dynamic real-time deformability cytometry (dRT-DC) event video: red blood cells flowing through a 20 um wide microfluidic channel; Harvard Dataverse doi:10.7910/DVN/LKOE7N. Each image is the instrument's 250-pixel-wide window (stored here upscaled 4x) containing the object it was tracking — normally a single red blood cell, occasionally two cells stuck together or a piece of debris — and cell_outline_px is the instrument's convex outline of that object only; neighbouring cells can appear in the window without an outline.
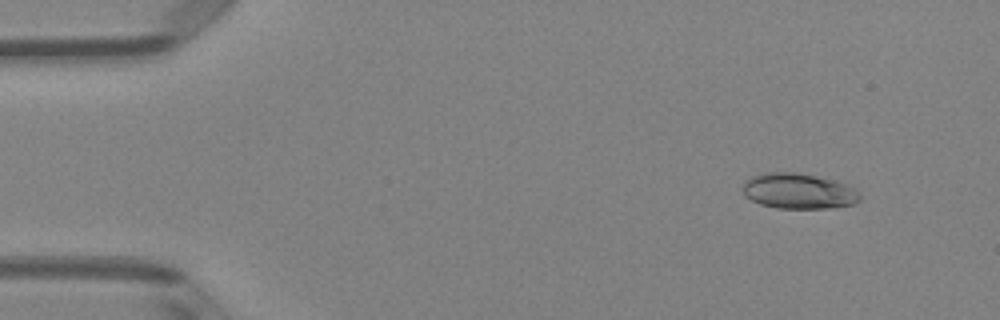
{"species": "Egyptian fruit bat (a non-hibernating species)", "species_latin": "Rousettus aegyptiacus", "temperature_condition": "room temperature", "stored_images_in_passage": 46, "camera_frame_rate_fps": 3000, "um_per_image_px": 0.085, "animal": {"sex": "female"}, "frame": {"image": 1, "passage_image": 1, "time_ms": 0.0, "image_size_px": [1000, 320], "cell_outline_px": [[860, 200], [852, 204], [828, 208], [776, 208], [760, 204], [744, 196], [744, 184], [752, 176], [768, 172], [796, 172], [836, 180], [860, 192]], "centroid_in_image_um": [67.88, 16.24], "position_along_channel_um": 17.1, "area_um2": 24.04}}
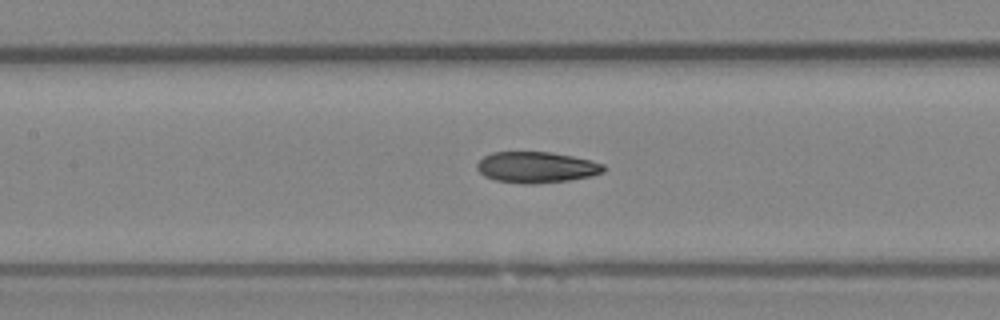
{"frame": {"image": 2, "passage_image": 19, "time_ms": 6.0, "image_size_px": [1000, 320], "cell_outline_px": [[604, 172], [592, 176], [568, 180], [536, 184], [520, 184], [496, 180], [484, 176], [476, 168], [476, 164], [484, 156], [492, 152], [552, 152], [592, 160], [604, 164]], "centroid_in_image_um": [45.6, 14.22], "position_along_channel_um": 161.8, "area_um2": 23.06}}
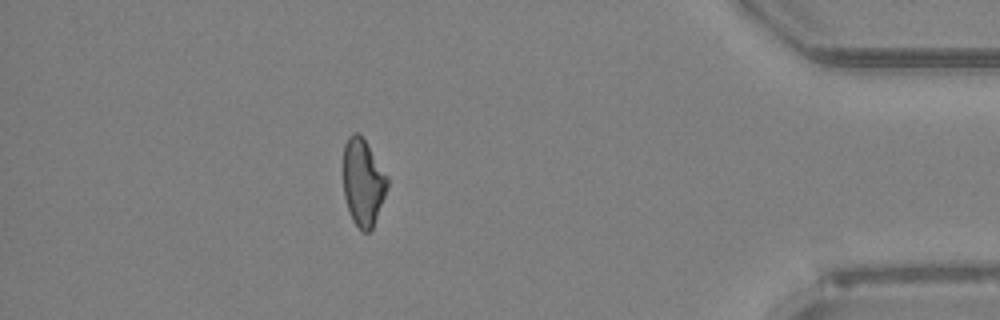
{"frame": {"image": 3, "passage_image": 40, "time_ms": 13.0, "image_size_px": [1000, 320], "cell_outline_px": [[388, 188], [372, 228], [368, 232], [360, 232], [352, 220], [344, 196], [344, 144], [348, 136], [352, 132], [360, 132], [388, 176]], "centroid_in_image_um": [30.86, 15.48], "position_along_channel_um": 404.3, "area_um2": 22.48}, "authors_computed_cell_mechanics": {"area_um2": 23.0044, "velocity_mm_per_s": 4.0929, "shape_relaxation_time_tau1_ms": null, "shape_relaxation_time_tau2_ms": 3.5759, "deformation_change_tau1": null, "deformation_change_tau2": 0.1131}}